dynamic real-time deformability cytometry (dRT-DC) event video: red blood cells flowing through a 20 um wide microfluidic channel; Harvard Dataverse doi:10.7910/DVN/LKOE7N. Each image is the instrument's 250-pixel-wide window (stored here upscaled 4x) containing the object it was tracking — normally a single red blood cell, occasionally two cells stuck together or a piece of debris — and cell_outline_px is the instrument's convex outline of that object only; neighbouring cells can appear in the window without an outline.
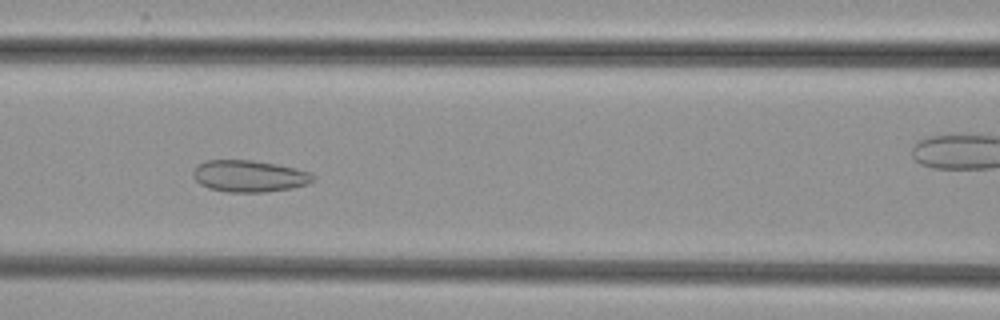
{"species": "common noctule bat (a hibernating species)", "species_latin": "Nyctalus noctula", "temperature_condition": "cold", "stored_images_in_passage": 35, "camera_frame_rate_fps": 3000, "um_per_image_px": 0.085, "animal": {"sex": "female", "body_mass_g": 29.2, "forearm_length_mm": 56.3}, "frame": {"image": 1, "passage_image": 22, "time_ms": 7.0, "image_size_px": [1000, 320], "cell_outline_px": [[316, 180], [308, 184], [292, 188], [264, 192], [228, 192], [208, 188], [200, 184], [192, 176], [192, 172], [204, 160], [252, 160], [276, 164], [296, 168], [308, 172], [316, 176]], "centroid_in_image_um": [21.2, 14.97], "position_along_channel_um": 145.4, "area_um2": 22.25}}
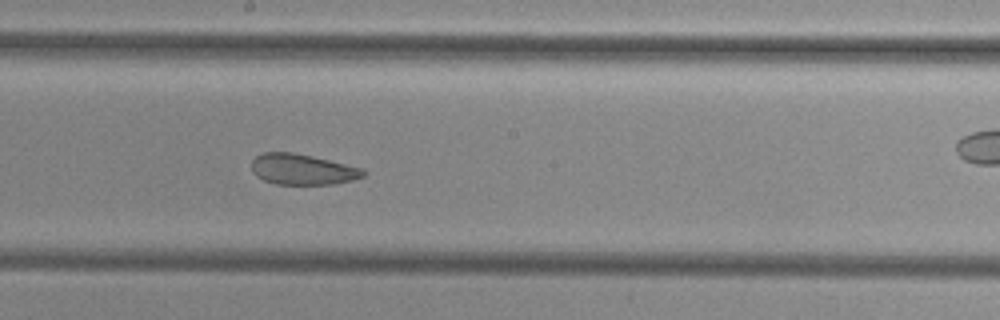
{"frame": {"image": 2, "passage_image": 28, "time_ms": 9.0, "image_size_px": [1000, 320], "cell_outline_px": [[364, 176], [352, 180], [336, 184], [276, 184], [264, 180], [256, 176], [252, 172], [252, 160], [256, 156], [264, 152], [292, 152], [312, 156], [364, 168]], "centroid_in_image_um": [25.7, 14.39], "position_along_channel_um": 222.5, "area_um2": 20.0}}
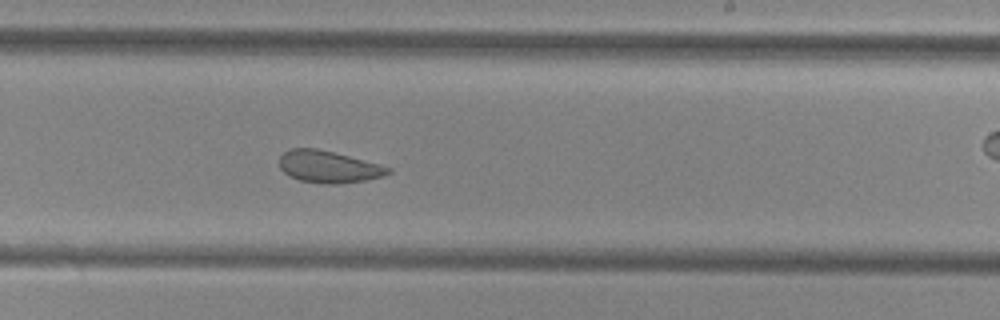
{"frame": {"image": 3, "passage_image": 31, "time_ms": 10.0, "image_size_px": [1000, 320], "cell_outline_px": [[392, 172], [384, 176], [368, 180], [340, 184], [324, 184], [300, 180], [288, 176], [280, 168], [280, 156], [284, 152], [292, 148], [316, 148], [380, 164], [392, 168]], "centroid_in_image_um": [27.95, 14.19], "position_along_channel_um": 261.1, "area_um2": 20.35}}